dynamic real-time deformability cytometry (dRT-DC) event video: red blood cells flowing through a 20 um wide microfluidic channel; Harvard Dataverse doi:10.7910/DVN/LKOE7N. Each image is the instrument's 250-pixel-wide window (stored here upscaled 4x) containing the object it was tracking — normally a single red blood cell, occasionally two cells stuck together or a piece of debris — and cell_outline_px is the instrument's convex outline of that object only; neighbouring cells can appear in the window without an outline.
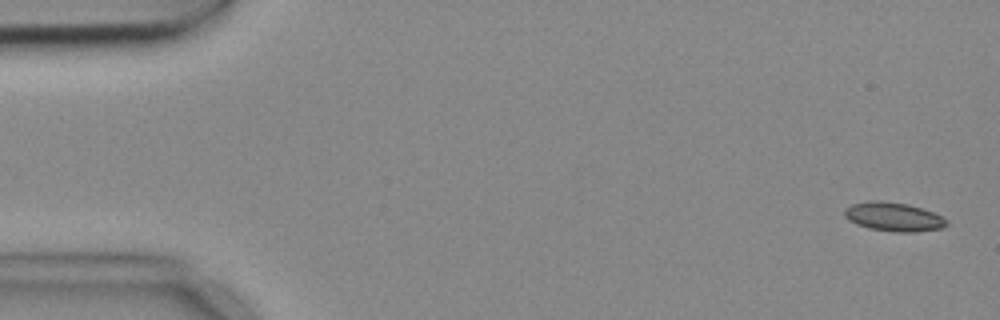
{"species": "common noctule bat (a hibernating species)", "species_latin": "Nyctalus noctula", "temperature_condition": "cold", "stored_images_in_passage": 4, "camera_frame_rate_fps": 3000, "um_per_image_px": 0.085, "animal": {"sex": "female", "body_mass_g": 18.4}, "frame": {"image": 1, "passage_image": 1, "time_ms": 0.0, "image_size_px": [1000, 320], "cell_outline_px": [[948, 224], [940, 228], [916, 232], [896, 232], [868, 228], [856, 224], [848, 220], [844, 216], [844, 208], [852, 204], [868, 200], [880, 200], [908, 204], [932, 212], [948, 220]], "centroid_in_image_um": [75.9, 18.42], "position_along_channel_um": 9.1, "area_um2": 17.22}}